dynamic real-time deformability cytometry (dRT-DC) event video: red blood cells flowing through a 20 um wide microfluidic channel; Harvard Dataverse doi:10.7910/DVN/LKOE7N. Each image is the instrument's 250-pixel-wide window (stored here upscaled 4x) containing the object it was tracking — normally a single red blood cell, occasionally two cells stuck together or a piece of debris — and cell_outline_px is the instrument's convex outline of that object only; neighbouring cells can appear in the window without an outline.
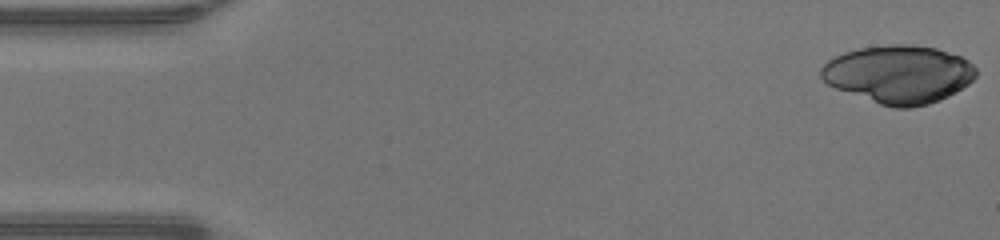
{"species": "human", "species_latin": "Homo sapiens", "temperature_condition": "warm", "stored_images_in_passage": 17, "camera_frame_rate_fps": 3000, "um_per_image_px": 0.085, "donor": {"sex": "male"}, "frame": {"image": 1, "passage_image": 1, "time_ms": 0.0, "image_size_px": [1000, 240], "cell_outline_px": [[976, 76], [968, 84], [948, 96], [940, 100], [928, 104], [912, 108], [896, 108], [880, 104], [836, 88], [828, 84], [820, 76], [820, 68], [828, 60], [844, 52], [860, 48], [888, 44], [912, 44], [936, 48], [960, 56], [968, 60], [976, 68]], "centroid_in_image_um": [76.4, 6.3], "position_along_channel_um": 8.6, "area_um2": 52.31}}
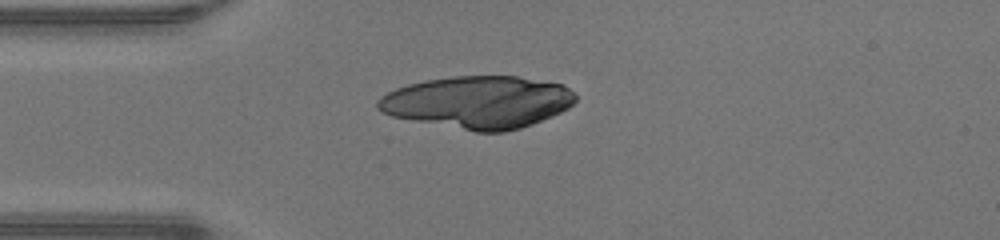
{"frame": {"image": 2, "passage_image": 12, "time_ms": 3.667, "image_size_px": [1000, 240], "cell_outline_px": [[576, 100], [568, 108], [552, 116], [532, 124], [520, 128], [504, 132], [476, 132], [392, 116], [380, 112], [376, 108], [376, 100], [380, 96], [396, 88], [408, 84], [424, 80], [452, 76], [516, 76], [564, 84], [576, 92]], "centroid_in_image_um": [40.63, 8.67], "position_along_channel_um": 44.4, "area_um2": 60.57}}